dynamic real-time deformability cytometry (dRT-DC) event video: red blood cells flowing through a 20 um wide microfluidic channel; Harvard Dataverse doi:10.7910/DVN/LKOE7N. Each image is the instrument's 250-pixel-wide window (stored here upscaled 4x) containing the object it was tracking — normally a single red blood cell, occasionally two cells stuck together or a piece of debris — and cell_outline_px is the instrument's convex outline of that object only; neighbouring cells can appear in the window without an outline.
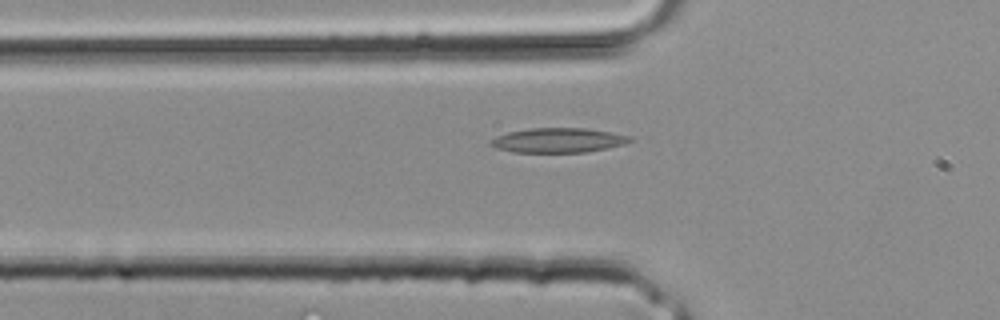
{"species": "common noctule bat (a hibernating species)", "species_latin": "Nyctalus noctula", "temperature_condition": "room temperature", "stored_images_in_passage": 3, "camera_frame_rate_fps": 3000, "um_per_image_px": 0.085, "animal": {"sex": "male", "body_mass_g": 20.4}, "frame": {"image": 1, "passage_image": 2, "time_ms": 0.333, "image_size_px": [1000, 320], "cell_outline_px": [[636, 140], [624, 144], [608, 148], [584, 152], [516, 152], [496, 148], [488, 144], [488, 140], [496, 136], [508, 132], [528, 128], [588, 128], [612, 132], [632, 136]], "centroid_in_image_um": [47.47, 11.91], "position_along_channel_um": 78.3, "area_um2": 20.23}}